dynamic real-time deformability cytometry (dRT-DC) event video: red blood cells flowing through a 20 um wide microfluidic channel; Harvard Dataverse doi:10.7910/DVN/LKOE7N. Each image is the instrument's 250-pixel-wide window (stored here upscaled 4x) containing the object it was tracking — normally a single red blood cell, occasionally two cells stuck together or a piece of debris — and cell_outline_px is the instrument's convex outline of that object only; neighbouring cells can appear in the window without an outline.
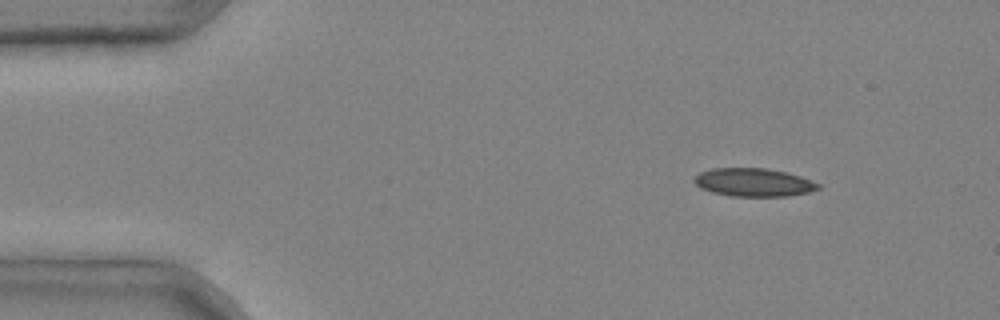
{"species": "common noctule bat (a hibernating species)", "species_latin": "Nyctalus noctula", "temperature_condition": "cold", "stored_images_in_passage": 2, "camera_frame_rate_fps": 3000, "um_per_image_px": 0.085, "animal": {"sex": "male", "body_mass_g": 20.4}, "frame": {"image": 1, "passage_image": 1, "time_ms": 0.0, "image_size_px": [1000, 320], "cell_outline_px": [[820, 188], [808, 192], [788, 196], [732, 196], [712, 192], [700, 188], [692, 180], [700, 172], [712, 168], [764, 168], [784, 172], [800, 176], [820, 184]], "centroid_in_image_um": [64.03, 15.5], "position_along_channel_um": 21.0, "area_um2": 20.23}}